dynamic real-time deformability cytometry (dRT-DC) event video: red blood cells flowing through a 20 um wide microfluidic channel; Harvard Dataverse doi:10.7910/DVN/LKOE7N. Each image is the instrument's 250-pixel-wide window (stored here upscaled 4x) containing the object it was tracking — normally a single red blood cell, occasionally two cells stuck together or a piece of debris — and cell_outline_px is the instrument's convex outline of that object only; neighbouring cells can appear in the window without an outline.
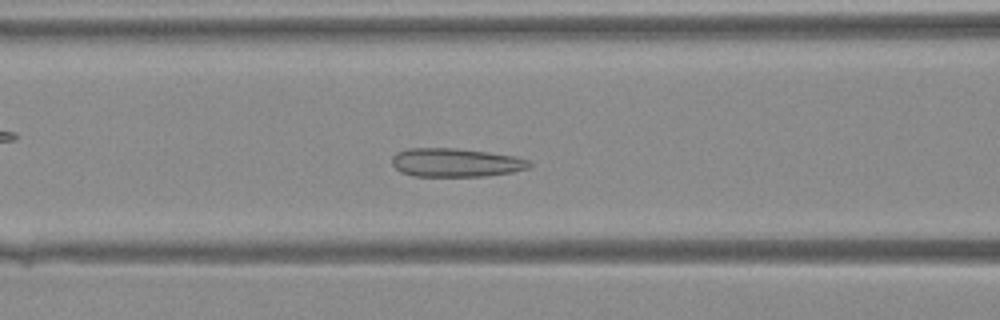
{"species": "Egyptian fruit bat (a non-hibernating species)", "species_latin": "Rousettus aegyptiacus", "temperature_condition": "warm", "stored_images_in_passage": 34, "camera_frame_rate_fps": 3000, "um_per_image_px": 0.085, "animal": {"sex": "female"}, "frame": {"image": 1, "passage_image": 10, "time_ms": 3.0, "image_size_px": [1000, 320], "cell_outline_px": [[532, 164], [528, 168], [512, 172], [484, 176], [412, 176], [400, 172], [392, 164], [392, 156], [396, 152], [408, 148], [456, 148], [488, 152], [516, 156], [532, 160]], "centroid_in_image_um": [38.74, 13.81], "position_along_channel_um": 127.9, "area_um2": 23.12}}
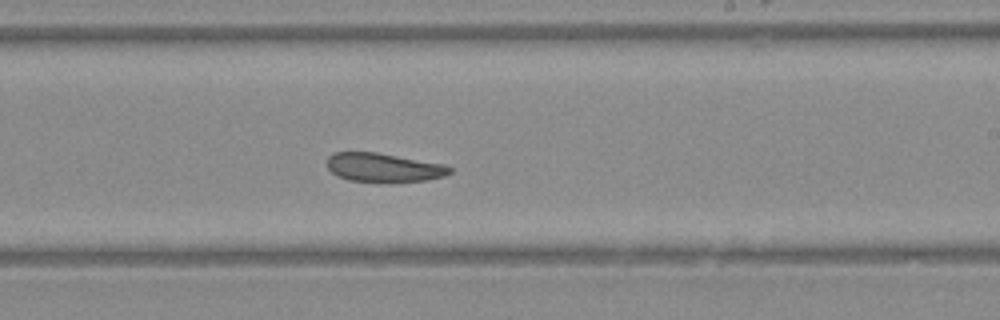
{"frame": {"image": 2, "passage_image": 18, "time_ms": 5.667, "image_size_px": [1000, 320], "cell_outline_px": [[452, 172], [444, 176], [428, 180], [388, 184], [348, 180], [336, 176], [328, 168], [328, 156], [332, 152], [376, 152], [444, 164], [452, 168]], "centroid_in_image_um": [32.61, 14.27], "position_along_channel_um": 256.4, "area_um2": 21.21}}
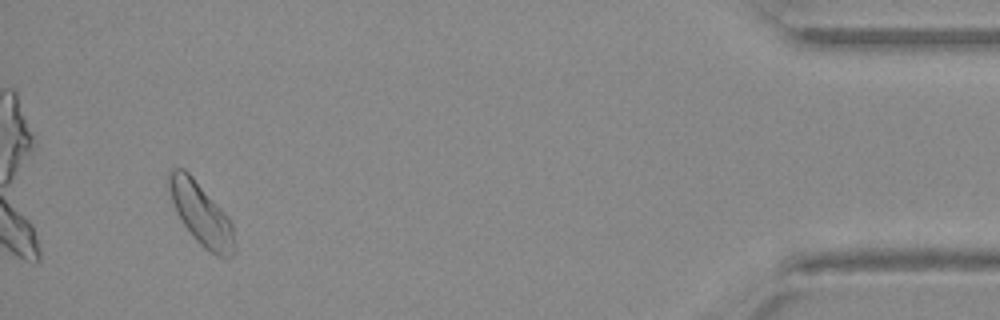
{"frame": {"image": 3, "passage_image": 32, "time_ms": 10.333, "image_size_px": [1000, 320], "cell_outline_px": [[236, 252], [232, 256], [216, 256], [204, 248], [196, 240], [184, 224], [176, 212], [168, 188], [168, 172], [172, 168], [184, 168], [192, 176], [216, 204], [232, 224]], "centroid_in_image_um": [17.07, 18.19], "position_along_channel_um": 418.1, "area_um2": 23.18}}